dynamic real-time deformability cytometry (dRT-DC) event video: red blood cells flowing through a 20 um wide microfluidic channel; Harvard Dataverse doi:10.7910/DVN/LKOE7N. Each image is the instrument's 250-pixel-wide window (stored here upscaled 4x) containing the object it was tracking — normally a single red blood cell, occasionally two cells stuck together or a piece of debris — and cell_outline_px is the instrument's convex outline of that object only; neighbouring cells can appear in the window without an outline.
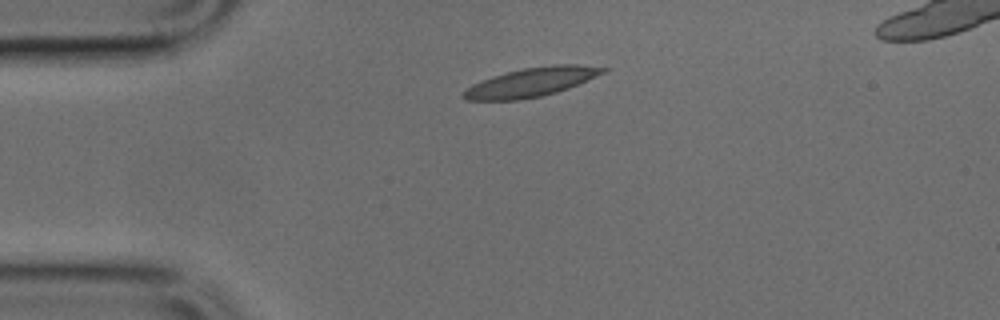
{"species": "common noctule bat (a hibernating species)", "species_latin": "Nyctalus noctula", "temperature_condition": "cold", "stored_images_in_passage": 2, "camera_frame_rate_fps": 3000, "um_per_image_px": 0.085, "animal": {"sex": "male", "body_mass_g": 17.9, "forearm_length_mm": 54.2}, "frame": {"image": 1, "passage_image": 2, "time_ms": 0.333, "image_size_px": [1000, 320], "cell_outline_px": [[608, 68], [604, 72], [568, 88], [556, 92], [540, 96], [520, 100], [468, 100], [460, 96], [460, 92], [472, 84], [480, 80], [492, 76], [524, 68], [556, 64], [580, 64]], "centroid_in_image_um": [45.08, 6.99], "position_along_channel_um": 39.9, "area_um2": 23.41}}